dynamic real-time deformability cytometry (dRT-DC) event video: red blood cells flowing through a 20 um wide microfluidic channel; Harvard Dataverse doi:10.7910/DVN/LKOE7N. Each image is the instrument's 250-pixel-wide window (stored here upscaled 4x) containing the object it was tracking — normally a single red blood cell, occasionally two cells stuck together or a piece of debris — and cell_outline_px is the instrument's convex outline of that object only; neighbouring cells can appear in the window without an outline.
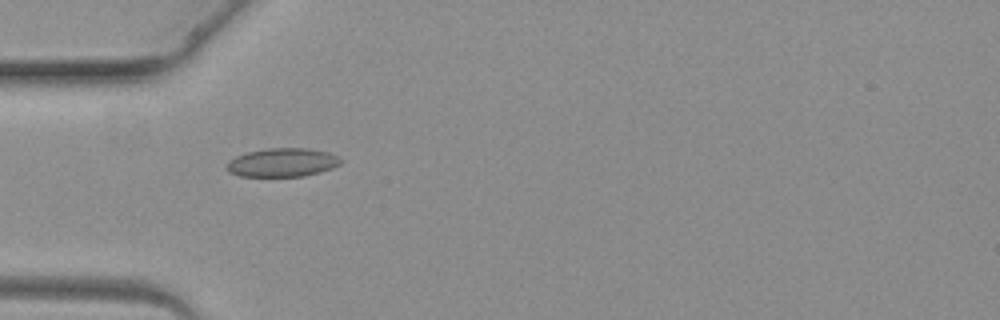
{"species": "common noctule bat (a hibernating species)", "species_latin": "Nyctalus noctula", "temperature_condition": "warm", "stored_images_in_passage": 3, "camera_frame_rate_fps": 3000, "um_per_image_px": 0.085, "animal": {"sex": "female", "body_mass_g": 19.3, "forearm_length_mm": 54.1}, "frame": {"image": 1, "passage_image": 3, "time_ms": 3.333, "image_size_px": [1000, 320], "cell_outline_px": [[344, 160], [340, 164], [332, 168], [320, 172], [304, 176], [240, 176], [228, 172], [224, 168], [228, 160], [236, 156], [248, 152], [268, 148], [308, 148], [328, 152], [340, 156]], "centroid_in_image_um": [24.01, 13.81], "position_along_channel_um": 61.0, "area_um2": 19.25}}